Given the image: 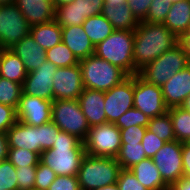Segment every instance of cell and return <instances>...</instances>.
I'll return each instance as SVG.
<instances>
[{
	"label": "cell",
	"instance_id": "1",
	"mask_svg": "<svg viewBox=\"0 0 190 190\" xmlns=\"http://www.w3.org/2000/svg\"><path fill=\"white\" fill-rule=\"evenodd\" d=\"M177 43L178 38L163 24L139 22L134 34L135 74Z\"/></svg>",
	"mask_w": 190,
	"mask_h": 190
},
{
	"label": "cell",
	"instance_id": "2",
	"mask_svg": "<svg viewBox=\"0 0 190 190\" xmlns=\"http://www.w3.org/2000/svg\"><path fill=\"white\" fill-rule=\"evenodd\" d=\"M86 155L84 143L77 136L59 131L52 149L40 155V162L50 167L57 176H77Z\"/></svg>",
	"mask_w": 190,
	"mask_h": 190
},
{
	"label": "cell",
	"instance_id": "3",
	"mask_svg": "<svg viewBox=\"0 0 190 190\" xmlns=\"http://www.w3.org/2000/svg\"><path fill=\"white\" fill-rule=\"evenodd\" d=\"M134 34L135 30H115L95 46L94 54L119 67L128 76L135 75Z\"/></svg>",
	"mask_w": 190,
	"mask_h": 190
},
{
	"label": "cell",
	"instance_id": "4",
	"mask_svg": "<svg viewBox=\"0 0 190 190\" xmlns=\"http://www.w3.org/2000/svg\"><path fill=\"white\" fill-rule=\"evenodd\" d=\"M120 164L115 158L86 154L77 173L81 190H93L117 182Z\"/></svg>",
	"mask_w": 190,
	"mask_h": 190
},
{
	"label": "cell",
	"instance_id": "5",
	"mask_svg": "<svg viewBox=\"0 0 190 190\" xmlns=\"http://www.w3.org/2000/svg\"><path fill=\"white\" fill-rule=\"evenodd\" d=\"M83 86L86 89L108 91L121 83L128 75L119 67L95 54L79 61Z\"/></svg>",
	"mask_w": 190,
	"mask_h": 190
},
{
	"label": "cell",
	"instance_id": "6",
	"mask_svg": "<svg viewBox=\"0 0 190 190\" xmlns=\"http://www.w3.org/2000/svg\"><path fill=\"white\" fill-rule=\"evenodd\" d=\"M189 64L190 61L183 48L177 43L160 57L141 68L138 75L146 82L162 87L165 82Z\"/></svg>",
	"mask_w": 190,
	"mask_h": 190
},
{
	"label": "cell",
	"instance_id": "7",
	"mask_svg": "<svg viewBox=\"0 0 190 190\" xmlns=\"http://www.w3.org/2000/svg\"><path fill=\"white\" fill-rule=\"evenodd\" d=\"M51 121L61 131L77 136L84 141L90 125L84 116L78 99H58L52 102Z\"/></svg>",
	"mask_w": 190,
	"mask_h": 190
},
{
	"label": "cell",
	"instance_id": "8",
	"mask_svg": "<svg viewBox=\"0 0 190 190\" xmlns=\"http://www.w3.org/2000/svg\"><path fill=\"white\" fill-rule=\"evenodd\" d=\"M83 143L86 154L116 158L121 147L120 129L110 122L90 127Z\"/></svg>",
	"mask_w": 190,
	"mask_h": 190
},
{
	"label": "cell",
	"instance_id": "9",
	"mask_svg": "<svg viewBox=\"0 0 190 190\" xmlns=\"http://www.w3.org/2000/svg\"><path fill=\"white\" fill-rule=\"evenodd\" d=\"M30 32V26L18 6L0 5V49H11Z\"/></svg>",
	"mask_w": 190,
	"mask_h": 190
},
{
	"label": "cell",
	"instance_id": "10",
	"mask_svg": "<svg viewBox=\"0 0 190 190\" xmlns=\"http://www.w3.org/2000/svg\"><path fill=\"white\" fill-rule=\"evenodd\" d=\"M134 108L140 110L149 119L168 112L162 88L150 84L138 74L134 75Z\"/></svg>",
	"mask_w": 190,
	"mask_h": 190
},
{
	"label": "cell",
	"instance_id": "11",
	"mask_svg": "<svg viewBox=\"0 0 190 190\" xmlns=\"http://www.w3.org/2000/svg\"><path fill=\"white\" fill-rule=\"evenodd\" d=\"M164 182L171 187L184 176L182 163V142H165L152 157Z\"/></svg>",
	"mask_w": 190,
	"mask_h": 190
},
{
	"label": "cell",
	"instance_id": "12",
	"mask_svg": "<svg viewBox=\"0 0 190 190\" xmlns=\"http://www.w3.org/2000/svg\"><path fill=\"white\" fill-rule=\"evenodd\" d=\"M106 122L115 123L125 112L134 107V75L104 92Z\"/></svg>",
	"mask_w": 190,
	"mask_h": 190
},
{
	"label": "cell",
	"instance_id": "13",
	"mask_svg": "<svg viewBox=\"0 0 190 190\" xmlns=\"http://www.w3.org/2000/svg\"><path fill=\"white\" fill-rule=\"evenodd\" d=\"M53 81V101L58 99H78L84 90L79 64L57 68Z\"/></svg>",
	"mask_w": 190,
	"mask_h": 190
},
{
	"label": "cell",
	"instance_id": "14",
	"mask_svg": "<svg viewBox=\"0 0 190 190\" xmlns=\"http://www.w3.org/2000/svg\"><path fill=\"white\" fill-rule=\"evenodd\" d=\"M52 102L22 93L16 109L17 121L32 126H41L51 122Z\"/></svg>",
	"mask_w": 190,
	"mask_h": 190
},
{
	"label": "cell",
	"instance_id": "15",
	"mask_svg": "<svg viewBox=\"0 0 190 190\" xmlns=\"http://www.w3.org/2000/svg\"><path fill=\"white\" fill-rule=\"evenodd\" d=\"M57 66L49 61L36 70L27 73L22 85L23 94L53 101V76Z\"/></svg>",
	"mask_w": 190,
	"mask_h": 190
},
{
	"label": "cell",
	"instance_id": "16",
	"mask_svg": "<svg viewBox=\"0 0 190 190\" xmlns=\"http://www.w3.org/2000/svg\"><path fill=\"white\" fill-rule=\"evenodd\" d=\"M8 147L25 148L41 155L40 126L17 121L7 130Z\"/></svg>",
	"mask_w": 190,
	"mask_h": 190
},
{
	"label": "cell",
	"instance_id": "17",
	"mask_svg": "<svg viewBox=\"0 0 190 190\" xmlns=\"http://www.w3.org/2000/svg\"><path fill=\"white\" fill-rule=\"evenodd\" d=\"M162 94L168 108L180 107L190 95V64L163 84Z\"/></svg>",
	"mask_w": 190,
	"mask_h": 190
},
{
	"label": "cell",
	"instance_id": "18",
	"mask_svg": "<svg viewBox=\"0 0 190 190\" xmlns=\"http://www.w3.org/2000/svg\"><path fill=\"white\" fill-rule=\"evenodd\" d=\"M78 100L90 127L106 123L104 91L84 88Z\"/></svg>",
	"mask_w": 190,
	"mask_h": 190
},
{
	"label": "cell",
	"instance_id": "19",
	"mask_svg": "<svg viewBox=\"0 0 190 190\" xmlns=\"http://www.w3.org/2000/svg\"><path fill=\"white\" fill-rule=\"evenodd\" d=\"M10 50L23 61L27 73L36 70L47 61L45 50L34 41L30 33Z\"/></svg>",
	"mask_w": 190,
	"mask_h": 190
},
{
	"label": "cell",
	"instance_id": "20",
	"mask_svg": "<svg viewBox=\"0 0 190 190\" xmlns=\"http://www.w3.org/2000/svg\"><path fill=\"white\" fill-rule=\"evenodd\" d=\"M29 26L46 24L55 19L53 1L15 0Z\"/></svg>",
	"mask_w": 190,
	"mask_h": 190
},
{
	"label": "cell",
	"instance_id": "21",
	"mask_svg": "<svg viewBox=\"0 0 190 190\" xmlns=\"http://www.w3.org/2000/svg\"><path fill=\"white\" fill-rule=\"evenodd\" d=\"M62 42L80 61L94 54L95 46L86 35L82 25L61 27Z\"/></svg>",
	"mask_w": 190,
	"mask_h": 190
},
{
	"label": "cell",
	"instance_id": "22",
	"mask_svg": "<svg viewBox=\"0 0 190 190\" xmlns=\"http://www.w3.org/2000/svg\"><path fill=\"white\" fill-rule=\"evenodd\" d=\"M130 170L136 179L149 190H169L152 158H145Z\"/></svg>",
	"mask_w": 190,
	"mask_h": 190
},
{
	"label": "cell",
	"instance_id": "23",
	"mask_svg": "<svg viewBox=\"0 0 190 190\" xmlns=\"http://www.w3.org/2000/svg\"><path fill=\"white\" fill-rule=\"evenodd\" d=\"M163 25L177 38L186 34L190 25V0L172 4Z\"/></svg>",
	"mask_w": 190,
	"mask_h": 190
},
{
	"label": "cell",
	"instance_id": "24",
	"mask_svg": "<svg viewBox=\"0 0 190 190\" xmlns=\"http://www.w3.org/2000/svg\"><path fill=\"white\" fill-rule=\"evenodd\" d=\"M102 15L111 23L115 30H135L139 21L133 15L127 2L122 4L104 5Z\"/></svg>",
	"mask_w": 190,
	"mask_h": 190
},
{
	"label": "cell",
	"instance_id": "25",
	"mask_svg": "<svg viewBox=\"0 0 190 190\" xmlns=\"http://www.w3.org/2000/svg\"><path fill=\"white\" fill-rule=\"evenodd\" d=\"M0 77L22 85L27 77L23 61L10 49H0Z\"/></svg>",
	"mask_w": 190,
	"mask_h": 190
},
{
	"label": "cell",
	"instance_id": "26",
	"mask_svg": "<svg viewBox=\"0 0 190 190\" xmlns=\"http://www.w3.org/2000/svg\"><path fill=\"white\" fill-rule=\"evenodd\" d=\"M29 33L45 51L62 42V29L55 20L33 25Z\"/></svg>",
	"mask_w": 190,
	"mask_h": 190
},
{
	"label": "cell",
	"instance_id": "27",
	"mask_svg": "<svg viewBox=\"0 0 190 190\" xmlns=\"http://www.w3.org/2000/svg\"><path fill=\"white\" fill-rule=\"evenodd\" d=\"M82 27L94 46L104 41L115 31L111 23L102 14L88 17Z\"/></svg>",
	"mask_w": 190,
	"mask_h": 190
},
{
	"label": "cell",
	"instance_id": "28",
	"mask_svg": "<svg viewBox=\"0 0 190 190\" xmlns=\"http://www.w3.org/2000/svg\"><path fill=\"white\" fill-rule=\"evenodd\" d=\"M60 27L80 26L85 19L81 18L80 0L55 8V19Z\"/></svg>",
	"mask_w": 190,
	"mask_h": 190
},
{
	"label": "cell",
	"instance_id": "29",
	"mask_svg": "<svg viewBox=\"0 0 190 190\" xmlns=\"http://www.w3.org/2000/svg\"><path fill=\"white\" fill-rule=\"evenodd\" d=\"M175 139L180 142H186L190 138V112L181 107L168 108Z\"/></svg>",
	"mask_w": 190,
	"mask_h": 190
},
{
	"label": "cell",
	"instance_id": "30",
	"mask_svg": "<svg viewBox=\"0 0 190 190\" xmlns=\"http://www.w3.org/2000/svg\"><path fill=\"white\" fill-rule=\"evenodd\" d=\"M145 158H147L146 153L141 143H121V147L115 159L120 164L121 169H130Z\"/></svg>",
	"mask_w": 190,
	"mask_h": 190
},
{
	"label": "cell",
	"instance_id": "31",
	"mask_svg": "<svg viewBox=\"0 0 190 190\" xmlns=\"http://www.w3.org/2000/svg\"><path fill=\"white\" fill-rule=\"evenodd\" d=\"M45 52L46 60L56 65L58 68L79 64V60L63 42H60Z\"/></svg>",
	"mask_w": 190,
	"mask_h": 190
},
{
	"label": "cell",
	"instance_id": "32",
	"mask_svg": "<svg viewBox=\"0 0 190 190\" xmlns=\"http://www.w3.org/2000/svg\"><path fill=\"white\" fill-rule=\"evenodd\" d=\"M147 129L156 134L165 142L176 140L172 121L168 112L151 118L149 120Z\"/></svg>",
	"mask_w": 190,
	"mask_h": 190
},
{
	"label": "cell",
	"instance_id": "33",
	"mask_svg": "<svg viewBox=\"0 0 190 190\" xmlns=\"http://www.w3.org/2000/svg\"><path fill=\"white\" fill-rule=\"evenodd\" d=\"M23 93L22 84L0 77V103L17 109Z\"/></svg>",
	"mask_w": 190,
	"mask_h": 190
},
{
	"label": "cell",
	"instance_id": "34",
	"mask_svg": "<svg viewBox=\"0 0 190 190\" xmlns=\"http://www.w3.org/2000/svg\"><path fill=\"white\" fill-rule=\"evenodd\" d=\"M8 160L15 167L37 166L40 162V156L25 148L8 147Z\"/></svg>",
	"mask_w": 190,
	"mask_h": 190
},
{
	"label": "cell",
	"instance_id": "35",
	"mask_svg": "<svg viewBox=\"0 0 190 190\" xmlns=\"http://www.w3.org/2000/svg\"><path fill=\"white\" fill-rule=\"evenodd\" d=\"M172 3L169 0H152L146 18L148 23L163 24Z\"/></svg>",
	"mask_w": 190,
	"mask_h": 190
},
{
	"label": "cell",
	"instance_id": "36",
	"mask_svg": "<svg viewBox=\"0 0 190 190\" xmlns=\"http://www.w3.org/2000/svg\"><path fill=\"white\" fill-rule=\"evenodd\" d=\"M149 118L136 108H131L119 117L114 123L118 128H128L129 126L148 127Z\"/></svg>",
	"mask_w": 190,
	"mask_h": 190
},
{
	"label": "cell",
	"instance_id": "37",
	"mask_svg": "<svg viewBox=\"0 0 190 190\" xmlns=\"http://www.w3.org/2000/svg\"><path fill=\"white\" fill-rule=\"evenodd\" d=\"M18 190L16 167L7 159L0 162V189Z\"/></svg>",
	"mask_w": 190,
	"mask_h": 190
},
{
	"label": "cell",
	"instance_id": "38",
	"mask_svg": "<svg viewBox=\"0 0 190 190\" xmlns=\"http://www.w3.org/2000/svg\"><path fill=\"white\" fill-rule=\"evenodd\" d=\"M56 177V173L50 167L39 162L36 168L34 187L48 190L50 184L56 179Z\"/></svg>",
	"mask_w": 190,
	"mask_h": 190
},
{
	"label": "cell",
	"instance_id": "39",
	"mask_svg": "<svg viewBox=\"0 0 190 190\" xmlns=\"http://www.w3.org/2000/svg\"><path fill=\"white\" fill-rule=\"evenodd\" d=\"M37 166L16 167L18 190H29L34 187Z\"/></svg>",
	"mask_w": 190,
	"mask_h": 190
},
{
	"label": "cell",
	"instance_id": "40",
	"mask_svg": "<svg viewBox=\"0 0 190 190\" xmlns=\"http://www.w3.org/2000/svg\"><path fill=\"white\" fill-rule=\"evenodd\" d=\"M59 131V127L52 121L40 126L41 153L52 149Z\"/></svg>",
	"mask_w": 190,
	"mask_h": 190
},
{
	"label": "cell",
	"instance_id": "41",
	"mask_svg": "<svg viewBox=\"0 0 190 190\" xmlns=\"http://www.w3.org/2000/svg\"><path fill=\"white\" fill-rule=\"evenodd\" d=\"M116 183L120 190H149L136 179L130 169H121Z\"/></svg>",
	"mask_w": 190,
	"mask_h": 190
},
{
	"label": "cell",
	"instance_id": "42",
	"mask_svg": "<svg viewBox=\"0 0 190 190\" xmlns=\"http://www.w3.org/2000/svg\"><path fill=\"white\" fill-rule=\"evenodd\" d=\"M141 144L146 153V157L152 158L155 153L163 147L165 141L147 129L141 141Z\"/></svg>",
	"mask_w": 190,
	"mask_h": 190
},
{
	"label": "cell",
	"instance_id": "43",
	"mask_svg": "<svg viewBox=\"0 0 190 190\" xmlns=\"http://www.w3.org/2000/svg\"><path fill=\"white\" fill-rule=\"evenodd\" d=\"M121 143L138 144L141 143L147 127L129 126L128 128H119Z\"/></svg>",
	"mask_w": 190,
	"mask_h": 190
},
{
	"label": "cell",
	"instance_id": "44",
	"mask_svg": "<svg viewBox=\"0 0 190 190\" xmlns=\"http://www.w3.org/2000/svg\"><path fill=\"white\" fill-rule=\"evenodd\" d=\"M16 122V109L0 103V133L6 134L7 130Z\"/></svg>",
	"mask_w": 190,
	"mask_h": 190
},
{
	"label": "cell",
	"instance_id": "45",
	"mask_svg": "<svg viewBox=\"0 0 190 190\" xmlns=\"http://www.w3.org/2000/svg\"><path fill=\"white\" fill-rule=\"evenodd\" d=\"M48 190H81L77 176H57Z\"/></svg>",
	"mask_w": 190,
	"mask_h": 190
},
{
	"label": "cell",
	"instance_id": "46",
	"mask_svg": "<svg viewBox=\"0 0 190 190\" xmlns=\"http://www.w3.org/2000/svg\"><path fill=\"white\" fill-rule=\"evenodd\" d=\"M104 0H80L81 18L102 14Z\"/></svg>",
	"mask_w": 190,
	"mask_h": 190
},
{
	"label": "cell",
	"instance_id": "47",
	"mask_svg": "<svg viewBox=\"0 0 190 190\" xmlns=\"http://www.w3.org/2000/svg\"><path fill=\"white\" fill-rule=\"evenodd\" d=\"M127 3L133 15L141 22L146 18L152 0H127Z\"/></svg>",
	"mask_w": 190,
	"mask_h": 190
},
{
	"label": "cell",
	"instance_id": "48",
	"mask_svg": "<svg viewBox=\"0 0 190 190\" xmlns=\"http://www.w3.org/2000/svg\"><path fill=\"white\" fill-rule=\"evenodd\" d=\"M182 163L184 176L190 177V145L186 142H182Z\"/></svg>",
	"mask_w": 190,
	"mask_h": 190
},
{
	"label": "cell",
	"instance_id": "49",
	"mask_svg": "<svg viewBox=\"0 0 190 190\" xmlns=\"http://www.w3.org/2000/svg\"><path fill=\"white\" fill-rule=\"evenodd\" d=\"M8 158V139L7 135L0 133V162Z\"/></svg>",
	"mask_w": 190,
	"mask_h": 190
},
{
	"label": "cell",
	"instance_id": "50",
	"mask_svg": "<svg viewBox=\"0 0 190 190\" xmlns=\"http://www.w3.org/2000/svg\"><path fill=\"white\" fill-rule=\"evenodd\" d=\"M169 190H190V177L183 176Z\"/></svg>",
	"mask_w": 190,
	"mask_h": 190
},
{
	"label": "cell",
	"instance_id": "51",
	"mask_svg": "<svg viewBox=\"0 0 190 190\" xmlns=\"http://www.w3.org/2000/svg\"><path fill=\"white\" fill-rule=\"evenodd\" d=\"M178 43L184 50L188 60L190 61V36H180L178 38Z\"/></svg>",
	"mask_w": 190,
	"mask_h": 190
},
{
	"label": "cell",
	"instance_id": "52",
	"mask_svg": "<svg viewBox=\"0 0 190 190\" xmlns=\"http://www.w3.org/2000/svg\"><path fill=\"white\" fill-rule=\"evenodd\" d=\"M75 0H53L54 7L63 6L66 4L73 3Z\"/></svg>",
	"mask_w": 190,
	"mask_h": 190
},
{
	"label": "cell",
	"instance_id": "53",
	"mask_svg": "<svg viewBox=\"0 0 190 190\" xmlns=\"http://www.w3.org/2000/svg\"><path fill=\"white\" fill-rule=\"evenodd\" d=\"M185 111L190 112V95L186 97V99L183 101V103L180 106Z\"/></svg>",
	"mask_w": 190,
	"mask_h": 190
},
{
	"label": "cell",
	"instance_id": "54",
	"mask_svg": "<svg viewBox=\"0 0 190 190\" xmlns=\"http://www.w3.org/2000/svg\"><path fill=\"white\" fill-rule=\"evenodd\" d=\"M93 190H120L117 183L111 184V185H107L104 187H99L97 189H93Z\"/></svg>",
	"mask_w": 190,
	"mask_h": 190
},
{
	"label": "cell",
	"instance_id": "55",
	"mask_svg": "<svg viewBox=\"0 0 190 190\" xmlns=\"http://www.w3.org/2000/svg\"><path fill=\"white\" fill-rule=\"evenodd\" d=\"M104 5H110V6H114L117 4H122L124 2H127V0H104Z\"/></svg>",
	"mask_w": 190,
	"mask_h": 190
},
{
	"label": "cell",
	"instance_id": "56",
	"mask_svg": "<svg viewBox=\"0 0 190 190\" xmlns=\"http://www.w3.org/2000/svg\"><path fill=\"white\" fill-rule=\"evenodd\" d=\"M15 0H0V5L13 4Z\"/></svg>",
	"mask_w": 190,
	"mask_h": 190
},
{
	"label": "cell",
	"instance_id": "57",
	"mask_svg": "<svg viewBox=\"0 0 190 190\" xmlns=\"http://www.w3.org/2000/svg\"><path fill=\"white\" fill-rule=\"evenodd\" d=\"M181 36H190V25H189V28H188V30H187V32H186V34L181 35Z\"/></svg>",
	"mask_w": 190,
	"mask_h": 190
},
{
	"label": "cell",
	"instance_id": "58",
	"mask_svg": "<svg viewBox=\"0 0 190 190\" xmlns=\"http://www.w3.org/2000/svg\"><path fill=\"white\" fill-rule=\"evenodd\" d=\"M172 4L177 3L178 1H182V0H169Z\"/></svg>",
	"mask_w": 190,
	"mask_h": 190
},
{
	"label": "cell",
	"instance_id": "59",
	"mask_svg": "<svg viewBox=\"0 0 190 190\" xmlns=\"http://www.w3.org/2000/svg\"><path fill=\"white\" fill-rule=\"evenodd\" d=\"M29 190H42V189H38V188L33 187V188L29 189Z\"/></svg>",
	"mask_w": 190,
	"mask_h": 190
},
{
	"label": "cell",
	"instance_id": "60",
	"mask_svg": "<svg viewBox=\"0 0 190 190\" xmlns=\"http://www.w3.org/2000/svg\"><path fill=\"white\" fill-rule=\"evenodd\" d=\"M32 1H41V0H32ZM43 1H53V0H43Z\"/></svg>",
	"mask_w": 190,
	"mask_h": 190
},
{
	"label": "cell",
	"instance_id": "61",
	"mask_svg": "<svg viewBox=\"0 0 190 190\" xmlns=\"http://www.w3.org/2000/svg\"><path fill=\"white\" fill-rule=\"evenodd\" d=\"M186 143H187L188 145H190V138L186 141Z\"/></svg>",
	"mask_w": 190,
	"mask_h": 190
}]
</instances>
